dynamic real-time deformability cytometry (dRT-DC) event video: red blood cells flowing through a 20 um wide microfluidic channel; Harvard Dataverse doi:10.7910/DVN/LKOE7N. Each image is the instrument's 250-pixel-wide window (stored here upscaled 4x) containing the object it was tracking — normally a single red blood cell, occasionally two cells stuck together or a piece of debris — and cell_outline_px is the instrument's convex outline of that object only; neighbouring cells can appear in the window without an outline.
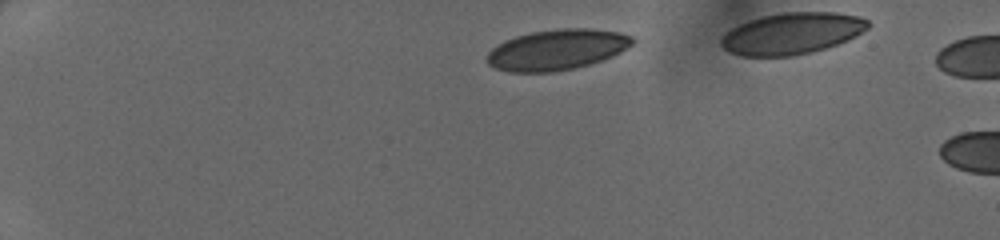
{"species": "human", "species_latin": "Homo sapiens", "temperature_condition": "cold", "stored_images_in_passage": 8, "camera_frame_rate_fps": 3000, "um_per_image_px": 0.085, "donor": {"sex": "female"}, "frame": {"image": 1, "passage_image": 5, "time_ms": 1.333, "image_size_px": [1000, 240], "cell_outline_px": [[632, 40], [624, 48], [608, 56], [584, 64], [568, 68], [544, 72], [516, 72], [500, 68], [492, 64], [488, 60], [488, 56], [500, 44], [508, 40], [520, 36], [536, 32], [612, 32], [628, 36]], "centroid_in_image_um": [47.23, 4.29], "position_along_channel_um": 37.8, "area_um2": 30.4}}